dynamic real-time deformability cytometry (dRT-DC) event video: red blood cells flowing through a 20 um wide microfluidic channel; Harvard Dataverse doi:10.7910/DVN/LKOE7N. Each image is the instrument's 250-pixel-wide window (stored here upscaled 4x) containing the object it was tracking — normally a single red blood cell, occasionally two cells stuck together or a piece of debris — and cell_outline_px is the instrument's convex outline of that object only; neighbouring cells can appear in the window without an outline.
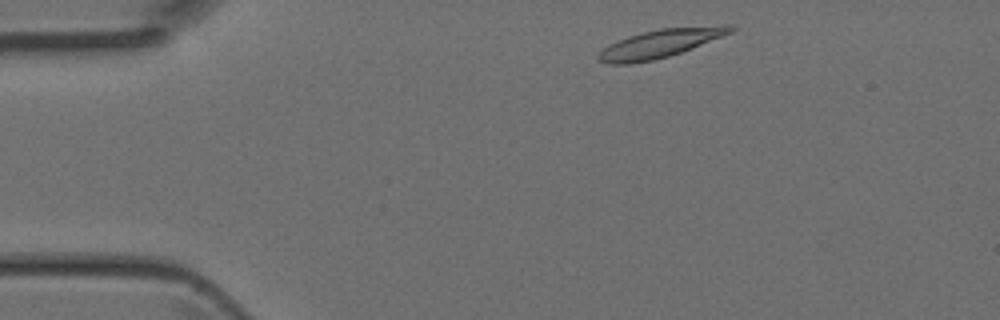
{"species": "Egyptian fruit bat (a non-hibernating species)", "species_latin": "Rousettus aegyptiacus", "temperature_condition": "room temperature", "stored_images_in_passage": 3, "camera_frame_rate_fps": 3000, "um_per_image_px": 0.085, "animal": {"sex": "female"}, "frame": {"image": 1, "passage_image": 1, "time_ms": 0.0, "image_size_px": [1000, 320], "cell_outline_px": [[736, 28], [732, 32], [692, 48], [668, 56], [652, 60], [632, 64], [608, 64], [596, 60], [596, 56], [604, 48], [628, 36], [660, 28], [720, 24], [732, 24]], "centroid_in_image_um": [56.16, 3.68], "position_along_channel_um": 28.8, "area_um2": 21.79}}
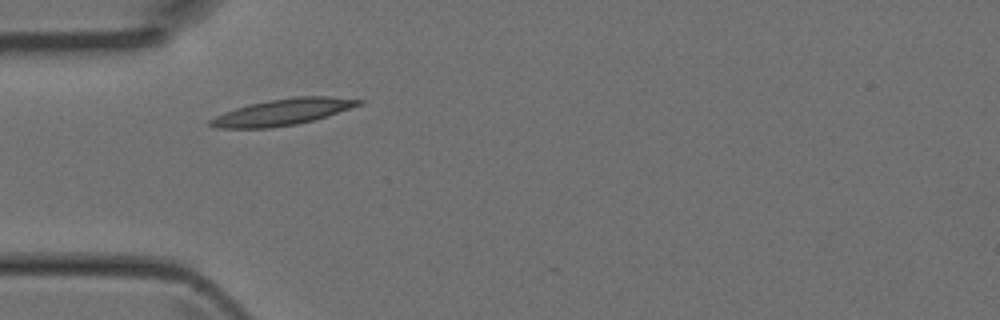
{"frame": {"image": 2, "passage_image": 2, "time_ms": 0.333, "image_size_px": [1000, 320], "cell_outline_px": [[364, 104], [316, 120], [296, 124], [272, 128], [216, 128], [208, 124], [208, 120], [224, 112], [248, 104], [268, 100], [296, 96], [328, 96], [364, 100]], "centroid_in_image_um": [24.06, 9.52], "position_along_channel_um": 60.9, "area_um2": 23.0}}
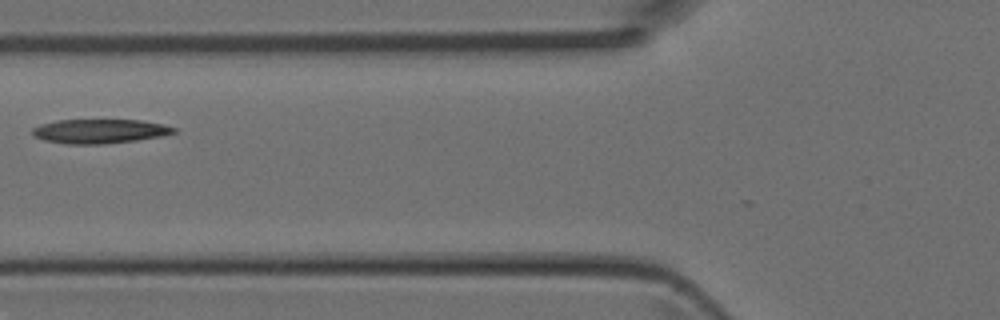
{"frame": {"image": 3, "passage_image": 3, "time_ms": 0.667, "image_size_px": [1000, 320], "cell_outline_px": [[176, 132], [160, 136], [136, 140], [104, 144], [68, 144], [44, 140], [32, 136], [32, 128], [40, 124], [56, 120], [140, 120], [164, 124], [176, 128]], "centroid_in_image_um": [8.44, 11.15], "position_along_channel_um": 117.4, "area_um2": 20.0}}